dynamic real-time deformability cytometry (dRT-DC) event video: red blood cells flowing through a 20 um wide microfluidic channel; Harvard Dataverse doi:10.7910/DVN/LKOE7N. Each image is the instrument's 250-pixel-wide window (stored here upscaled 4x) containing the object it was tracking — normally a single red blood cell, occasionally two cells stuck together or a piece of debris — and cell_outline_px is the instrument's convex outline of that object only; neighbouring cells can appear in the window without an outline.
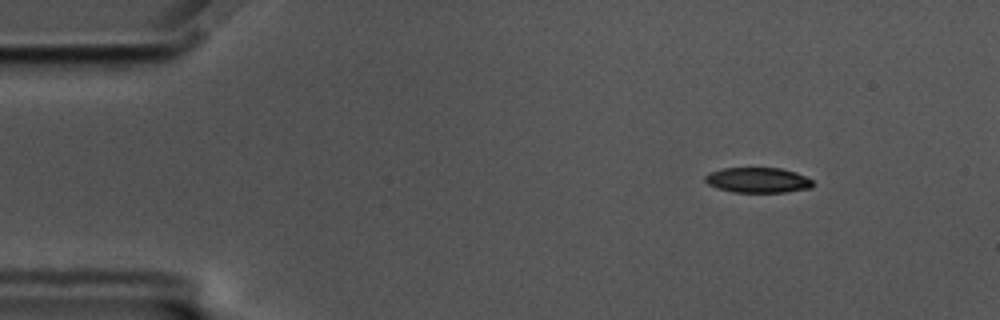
{"species": "common noctule bat (a hibernating species)", "species_latin": "Nyctalus noctula", "temperature_condition": "cold", "stored_images_in_passage": 52, "camera_frame_rate_fps": 3000, "um_per_image_px": 0.085, "animal": {"sex": "male", "body_mass_g": 17.5, "forearm_length_mm": 52.3}, "frame": {"image": 1, "passage_image": 2, "time_ms": 0.333, "image_size_px": [1000, 320], "cell_outline_px": [[812, 188], [784, 192], [732, 192], [708, 184], [704, 180], [704, 176], [708, 172], [724, 168], [780, 168], [796, 172], [812, 180]], "centroid_in_image_um": [64.4, 15.3], "position_along_channel_um": 20.6, "area_um2": 15.78}}
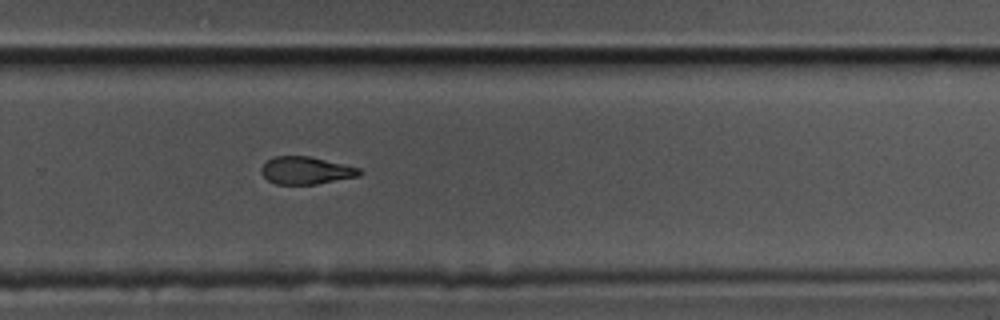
{"frame": {"image": 2, "passage_image": 33, "time_ms": 10.667, "image_size_px": [1000, 320], "cell_outline_px": [[364, 172], [360, 176], [316, 184], [276, 184], [268, 180], [260, 172], [260, 168], [272, 156], [308, 156], [344, 164], [360, 168]], "centroid_in_image_um": [26.02, 14.49], "position_along_channel_um": 303.8, "area_um2": 15.78}}
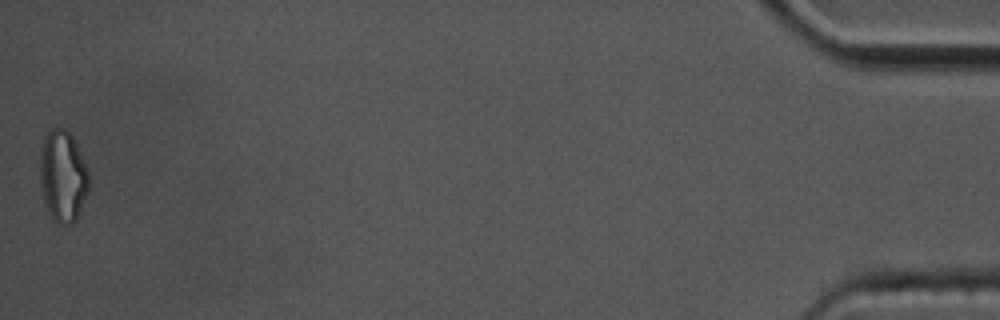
{"frame": {"image": 3, "passage_image": 52, "time_ms": 17.0, "image_size_px": [1000, 320], "cell_outline_px": [[88, 192], [76, 220], [72, 224], [56, 224], [52, 220], [48, 212], [44, 200], [40, 184], [40, 152], [44, 136], [56, 124], [64, 128], [72, 136], [84, 160], [88, 172]], "centroid_in_image_um": [5.32, 14.97], "position_along_channel_um": 429.9, "area_um2": 26.36}, "authors_computed_cell_mechanics": {"area_um2": 17.1666, "velocity_mm_per_s": 3.5205, "shape_relaxation_time_tau1_ms": 7.4965, "shape_relaxation_time_tau2_ms": 6.0511, "deformation_change_tau1": 0.1947, "deformation_change_tau2": 0.1174}}